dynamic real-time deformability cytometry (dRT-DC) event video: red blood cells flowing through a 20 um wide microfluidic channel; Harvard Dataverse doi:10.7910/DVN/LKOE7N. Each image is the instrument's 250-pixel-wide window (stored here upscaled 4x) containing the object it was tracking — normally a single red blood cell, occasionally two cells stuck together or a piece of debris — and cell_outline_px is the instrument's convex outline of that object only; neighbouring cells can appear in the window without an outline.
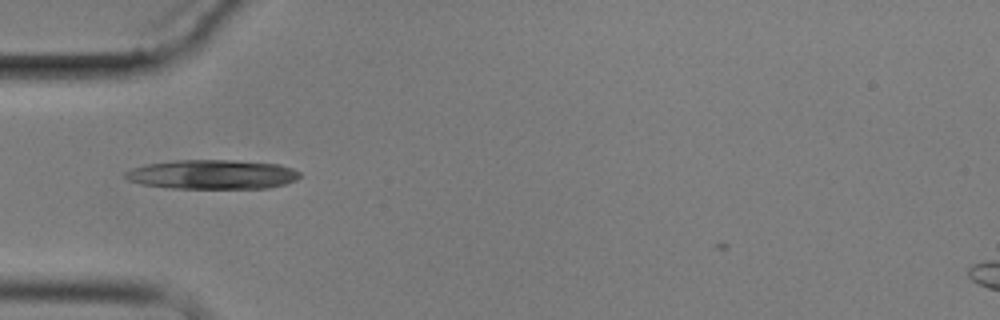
{"species": "common noctule bat (a hibernating species)", "species_latin": "Nyctalus noctula", "temperature_condition": "cold", "stored_images_in_passage": 5, "camera_frame_rate_fps": 3000, "um_per_image_px": 0.085, "animal": {"sex": "male", "body_mass_g": 17.9}, "frame": {"image": 1, "passage_image": 2, "time_ms": 2.0, "image_size_px": [1000, 320], "cell_outline_px": [[300, 176], [296, 180], [284, 184], [268, 188], [172, 188], [140, 184], [128, 180], [124, 176], [124, 172], [132, 168], [144, 164], [176, 160], [236, 160], [280, 164], [292, 168], [300, 172]], "centroid_in_image_um": [18.04, 14.82], "position_along_channel_um": 67.0, "area_um2": 30.0}}
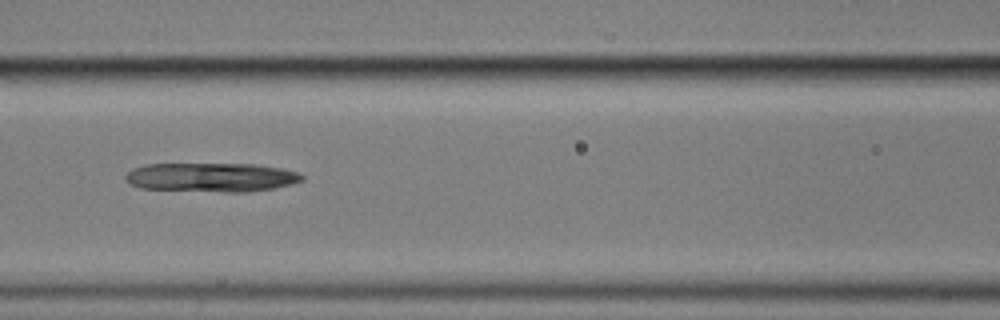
{"frame": {"image": 2, "passage_image": 4, "time_ms": 4.333, "image_size_px": [1000, 320], "cell_outline_px": [[304, 180], [292, 184], [272, 188], [244, 192], [224, 192], [140, 188], [128, 184], [124, 180], [124, 176], [132, 168], [144, 164], [256, 164], [280, 168], [300, 172], [304, 176]], "centroid_in_image_um": [17.94, 15.07], "position_along_channel_um": 148.7, "area_um2": 30.11}}
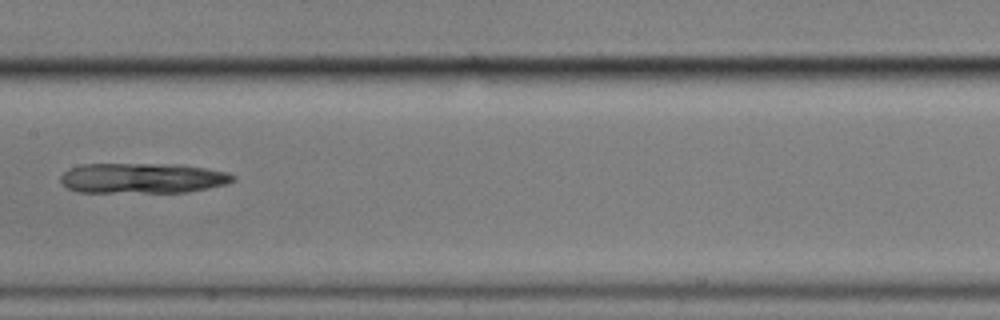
{"frame": {"image": 3, "passage_image": 5, "time_ms": 5.667, "image_size_px": [1000, 320], "cell_outline_px": [[236, 180], [224, 184], [184, 192], [76, 192], [60, 184], [60, 176], [68, 168], [80, 164], [176, 164], [204, 168], [228, 172], [236, 176]], "centroid_in_image_um": [12.04, 15.14], "position_along_channel_um": 195.4, "area_um2": 30.46}}